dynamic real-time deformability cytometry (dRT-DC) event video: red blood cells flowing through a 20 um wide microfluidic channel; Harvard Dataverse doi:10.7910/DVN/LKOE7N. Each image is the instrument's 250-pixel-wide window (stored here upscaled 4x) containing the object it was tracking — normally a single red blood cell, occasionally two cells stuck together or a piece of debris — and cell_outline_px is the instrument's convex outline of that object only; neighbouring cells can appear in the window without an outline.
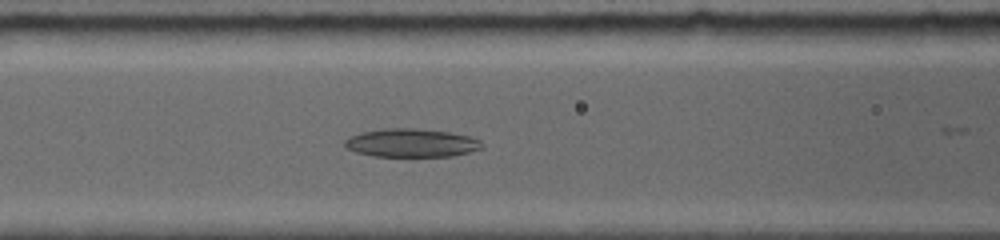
{"species": "common noctule bat (a hibernating species)", "species_latin": "Nyctalus noctula", "temperature_condition": "room temperature", "stored_images_in_passage": 16, "camera_frame_rate_fps": 5000, "um_per_image_px": 0.085, "animal": {"sex": "female", "body_mass_g": 19.0, "forearm_length_mm": 56.7}, "frame": {"image": 1, "passage_image": 13, "time_ms": 5.4, "image_size_px": [1000, 240], "cell_outline_px": [[484, 148], [452, 156], [372, 156], [356, 152], [348, 148], [344, 144], [344, 140], [360, 132], [384, 128], [416, 128], [452, 132], [472, 136], [480, 140], [484, 144]], "centroid_in_image_um": [35.02, 12.14], "position_along_channel_um": 131.6, "area_um2": 22.89}}
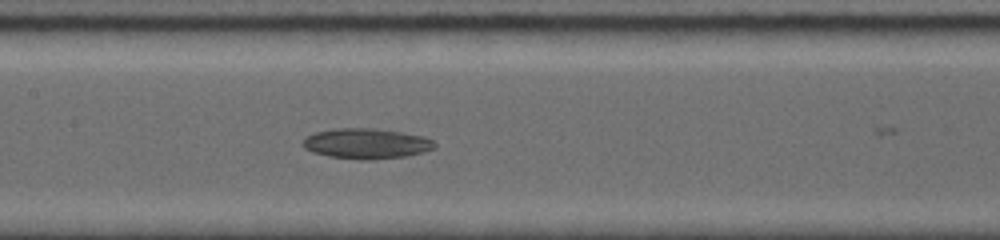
{"frame": {"image": 2, "passage_image": 15, "time_ms": 6.6, "image_size_px": [1000, 240], "cell_outline_px": [[436, 148], [424, 152], [408, 156], [368, 160], [360, 160], [328, 156], [312, 152], [304, 148], [300, 144], [304, 136], [316, 132], [336, 128], [376, 128], [404, 132], [424, 136], [432, 140], [436, 144]], "centroid_in_image_um": [31.13, 12.2], "position_along_channel_um": 176.3, "area_um2": 23.76}}